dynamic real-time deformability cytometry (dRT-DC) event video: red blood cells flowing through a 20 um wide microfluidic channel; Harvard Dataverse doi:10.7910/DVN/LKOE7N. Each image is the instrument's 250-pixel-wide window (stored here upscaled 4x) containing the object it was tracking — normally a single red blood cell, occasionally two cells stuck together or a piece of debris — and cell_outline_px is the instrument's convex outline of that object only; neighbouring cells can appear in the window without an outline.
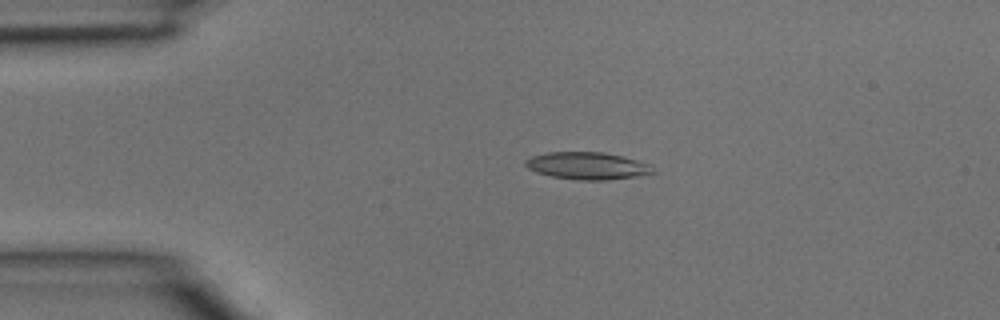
{"species": "common noctule bat (a hibernating species)", "species_latin": "Nyctalus noctula", "temperature_condition": "room temperature", "stored_images_in_passage": 5, "camera_frame_rate_fps": 3000, "um_per_image_px": 0.085, "animal": {"sex": "male", "body_mass_g": 15.6}, "frame": {"image": 1, "passage_image": 3, "time_ms": 0.667, "image_size_px": [1000, 320], "cell_outline_px": [[656, 172], [632, 176], [604, 180], [580, 180], [552, 176], [536, 172], [528, 168], [524, 164], [524, 160], [532, 156], [548, 152], [604, 152], [624, 156], [648, 164]], "centroid_in_image_um": [49.87, 14.08], "position_along_channel_um": 35.1, "area_um2": 20.0}}